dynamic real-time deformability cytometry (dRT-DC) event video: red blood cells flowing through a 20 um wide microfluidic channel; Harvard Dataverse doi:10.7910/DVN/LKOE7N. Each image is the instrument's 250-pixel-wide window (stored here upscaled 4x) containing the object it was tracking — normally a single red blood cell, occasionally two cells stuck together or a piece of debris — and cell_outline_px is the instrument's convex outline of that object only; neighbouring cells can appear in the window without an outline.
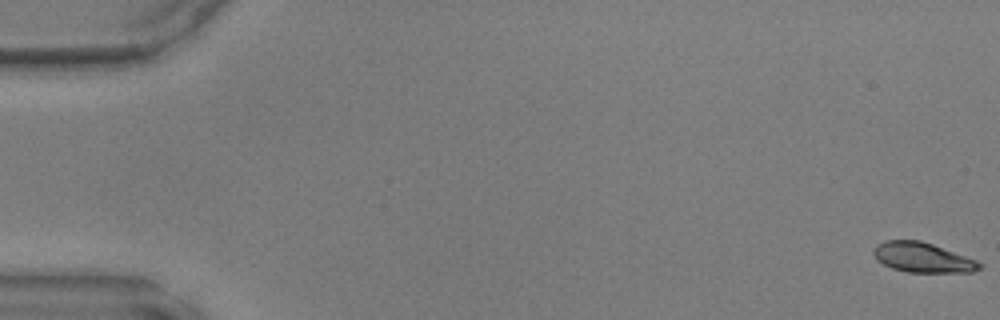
{"species": "common noctule bat (a hibernating species)", "species_latin": "Nyctalus noctula", "temperature_condition": "warm", "stored_images_in_passage": 48, "camera_frame_rate_fps": 3000, "um_per_image_px": 0.085, "animal": {"sex": "male", "body_mass_g": 17.9, "forearm_length_mm": 54.2}, "frame": {"image": 1, "passage_image": 1, "time_ms": 0.0, "image_size_px": [1000, 320], "cell_outline_px": [[984, 264], [980, 268], [972, 272], [908, 272], [892, 268], [876, 260], [872, 252], [876, 244], [884, 240], [920, 240], [932, 244], [976, 260]], "centroid_in_image_um": [78.39, 21.88], "position_along_channel_um": 6.6, "area_um2": 18.38}}
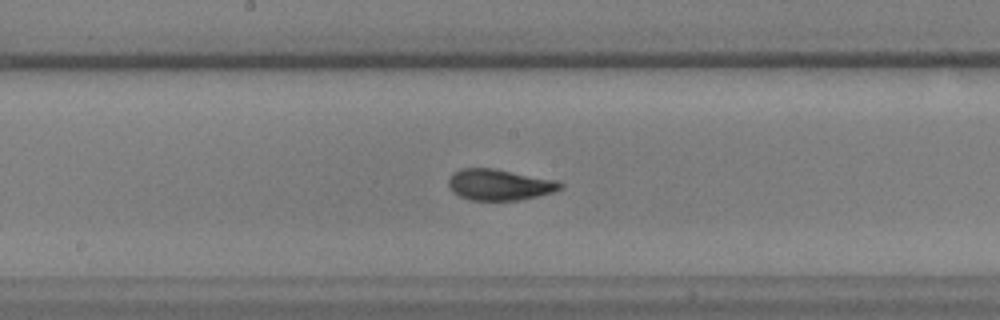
{"frame": {"image": 2, "passage_image": 26, "time_ms": 8.333, "image_size_px": [1000, 320], "cell_outline_px": [[564, 188], [552, 192], [520, 200], [468, 200], [452, 192], [448, 188], [448, 180], [452, 172], [460, 168], [492, 168], [556, 180], [564, 184]], "centroid_in_image_um": [42.41, 15.7], "position_along_channel_um": 205.8, "area_um2": 20.35}}
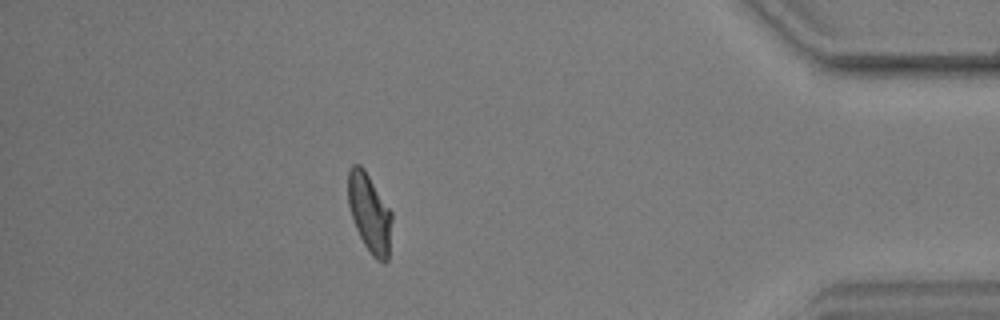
{"frame": {"image": 3, "passage_image": 43, "time_ms": 14.0, "image_size_px": [1000, 320], "cell_outline_px": [[392, 220], [388, 260], [384, 264], [376, 260], [372, 256], [364, 244], [352, 220], [348, 204], [348, 172], [352, 164], [360, 164], [364, 168], [392, 212]], "centroid_in_image_um": [31.41, 18.12], "position_along_channel_um": 403.8, "area_um2": 20.23}}